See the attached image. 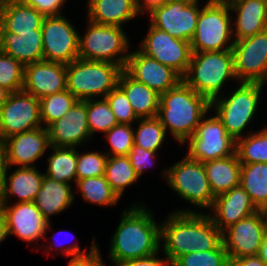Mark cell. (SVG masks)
Instances as JSON below:
<instances>
[{
    "instance_id": "6da1fadb",
    "label": "cell",
    "mask_w": 267,
    "mask_h": 266,
    "mask_svg": "<svg viewBox=\"0 0 267 266\" xmlns=\"http://www.w3.org/2000/svg\"><path fill=\"white\" fill-rule=\"evenodd\" d=\"M148 203L136 199L123 208L109 240L107 259L113 266L156 254L161 250V220Z\"/></svg>"
},
{
    "instance_id": "7a4b0ae2",
    "label": "cell",
    "mask_w": 267,
    "mask_h": 266,
    "mask_svg": "<svg viewBox=\"0 0 267 266\" xmlns=\"http://www.w3.org/2000/svg\"><path fill=\"white\" fill-rule=\"evenodd\" d=\"M160 219L161 251L172 262L190 252L214 250L223 242L208 213L169 211Z\"/></svg>"
},
{
    "instance_id": "3957f363",
    "label": "cell",
    "mask_w": 267,
    "mask_h": 266,
    "mask_svg": "<svg viewBox=\"0 0 267 266\" xmlns=\"http://www.w3.org/2000/svg\"><path fill=\"white\" fill-rule=\"evenodd\" d=\"M210 110L211 102L181 80L160 94L157 118L172 138L170 141L181 146L195 133Z\"/></svg>"
},
{
    "instance_id": "277c9868",
    "label": "cell",
    "mask_w": 267,
    "mask_h": 266,
    "mask_svg": "<svg viewBox=\"0 0 267 266\" xmlns=\"http://www.w3.org/2000/svg\"><path fill=\"white\" fill-rule=\"evenodd\" d=\"M267 86L261 83L238 82L220 97L211 101V111L224 125L226 132L236 141L256 131L253 122L259 113ZM251 127V128H250Z\"/></svg>"
},
{
    "instance_id": "5b68a950",
    "label": "cell",
    "mask_w": 267,
    "mask_h": 266,
    "mask_svg": "<svg viewBox=\"0 0 267 266\" xmlns=\"http://www.w3.org/2000/svg\"><path fill=\"white\" fill-rule=\"evenodd\" d=\"M171 166L160 170V179L179 197L186 206L170 211L207 213L213 203V195L202 162L189 158L185 153ZM189 204V205H188ZM192 206V207H191Z\"/></svg>"
},
{
    "instance_id": "8992f818",
    "label": "cell",
    "mask_w": 267,
    "mask_h": 266,
    "mask_svg": "<svg viewBox=\"0 0 267 266\" xmlns=\"http://www.w3.org/2000/svg\"><path fill=\"white\" fill-rule=\"evenodd\" d=\"M182 80L210 102L222 96L238 83L232 50L192 53Z\"/></svg>"
},
{
    "instance_id": "52a82bcc",
    "label": "cell",
    "mask_w": 267,
    "mask_h": 266,
    "mask_svg": "<svg viewBox=\"0 0 267 266\" xmlns=\"http://www.w3.org/2000/svg\"><path fill=\"white\" fill-rule=\"evenodd\" d=\"M84 21L86 27L83 31H79V58L88 61L114 63L124 69L130 50L134 47L133 43L131 45L132 41L126 32L127 29L96 24L86 18Z\"/></svg>"
},
{
    "instance_id": "ba28073f",
    "label": "cell",
    "mask_w": 267,
    "mask_h": 266,
    "mask_svg": "<svg viewBox=\"0 0 267 266\" xmlns=\"http://www.w3.org/2000/svg\"><path fill=\"white\" fill-rule=\"evenodd\" d=\"M122 71L114 63L77 58L66 64L67 90L81 101L105 98L118 85Z\"/></svg>"
},
{
    "instance_id": "9c48e42d",
    "label": "cell",
    "mask_w": 267,
    "mask_h": 266,
    "mask_svg": "<svg viewBox=\"0 0 267 266\" xmlns=\"http://www.w3.org/2000/svg\"><path fill=\"white\" fill-rule=\"evenodd\" d=\"M234 41L227 0L203 1L196 32L190 42L192 53L229 50Z\"/></svg>"
},
{
    "instance_id": "30bf717a",
    "label": "cell",
    "mask_w": 267,
    "mask_h": 266,
    "mask_svg": "<svg viewBox=\"0 0 267 266\" xmlns=\"http://www.w3.org/2000/svg\"><path fill=\"white\" fill-rule=\"evenodd\" d=\"M180 147L186 148V152H183L189 158L204 163L235 154L236 141L210 110L200 121L195 133Z\"/></svg>"
},
{
    "instance_id": "8fae6325",
    "label": "cell",
    "mask_w": 267,
    "mask_h": 266,
    "mask_svg": "<svg viewBox=\"0 0 267 266\" xmlns=\"http://www.w3.org/2000/svg\"><path fill=\"white\" fill-rule=\"evenodd\" d=\"M43 60L69 64L79 58V28L67 14L45 16L42 22Z\"/></svg>"
},
{
    "instance_id": "7c38bea8",
    "label": "cell",
    "mask_w": 267,
    "mask_h": 266,
    "mask_svg": "<svg viewBox=\"0 0 267 266\" xmlns=\"http://www.w3.org/2000/svg\"><path fill=\"white\" fill-rule=\"evenodd\" d=\"M201 8L202 1L168 0L144 17L152 26L166 31L170 36L191 42Z\"/></svg>"
},
{
    "instance_id": "4fadbf2b",
    "label": "cell",
    "mask_w": 267,
    "mask_h": 266,
    "mask_svg": "<svg viewBox=\"0 0 267 266\" xmlns=\"http://www.w3.org/2000/svg\"><path fill=\"white\" fill-rule=\"evenodd\" d=\"M147 23L148 29L136 47L142 53L172 68L183 77L191 60L190 42L172 37L166 31Z\"/></svg>"
},
{
    "instance_id": "5bb4252c",
    "label": "cell",
    "mask_w": 267,
    "mask_h": 266,
    "mask_svg": "<svg viewBox=\"0 0 267 266\" xmlns=\"http://www.w3.org/2000/svg\"><path fill=\"white\" fill-rule=\"evenodd\" d=\"M0 210L4 216L9 237L16 236L17 239L29 244L30 248L32 246L34 252L36 250L39 252V248L44 243L45 230L49 221L35 203H0Z\"/></svg>"
},
{
    "instance_id": "9a60e30c",
    "label": "cell",
    "mask_w": 267,
    "mask_h": 266,
    "mask_svg": "<svg viewBox=\"0 0 267 266\" xmlns=\"http://www.w3.org/2000/svg\"><path fill=\"white\" fill-rule=\"evenodd\" d=\"M231 50L238 82L267 85V29L235 40Z\"/></svg>"
},
{
    "instance_id": "2e32d148",
    "label": "cell",
    "mask_w": 267,
    "mask_h": 266,
    "mask_svg": "<svg viewBox=\"0 0 267 266\" xmlns=\"http://www.w3.org/2000/svg\"><path fill=\"white\" fill-rule=\"evenodd\" d=\"M40 127V99L23 90L10 93L0 108V136L5 140Z\"/></svg>"
},
{
    "instance_id": "e0dca14e",
    "label": "cell",
    "mask_w": 267,
    "mask_h": 266,
    "mask_svg": "<svg viewBox=\"0 0 267 266\" xmlns=\"http://www.w3.org/2000/svg\"><path fill=\"white\" fill-rule=\"evenodd\" d=\"M267 221L264 210L241 219L222 232V241L229 258L258 255L265 234Z\"/></svg>"
},
{
    "instance_id": "ac0fdd59",
    "label": "cell",
    "mask_w": 267,
    "mask_h": 266,
    "mask_svg": "<svg viewBox=\"0 0 267 266\" xmlns=\"http://www.w3.org/2000/svg\"><path fill=\"white\" fill-rule=\"evenodd\" d=\"M133 49L131 48L123 70L137 82L148 86L160 95L182 80V77L172 68L147 56L137 47Z\"/></svg>"
},
{
    "instance_id": "d6986e66",
    "label": "cell",
    "mask_w": 267,
    "mask_h": 266,
    "mask_svg": "<svg viewBox=\"0 0 267 266\" xmlns=\"http://www.w3.org/2000/svg\"><path fill=\"white\" fill-rule=\"evenodd\" d=\"M50 146L48 131L44 127L6 138V166L40 167L39 163L48 153Z\"/></svg>"
},
{
    "instance_id": "ffe728a7",
    "label": "cell",
    "mask_w": 267,
    "mask_h": 266,
    "mask_svg": "<svg viewBox=\"0 0 267 266\" xmlns=\"http://www.w3.org/2000/svg\"><path fill=\"white\" fill-rule=\"evenodd\" d=\"M50 145L54 147H84L91 142L86 100H78L60 119L47 127Z\"/></svg>"
},
{
    "instance_id": "44dd1931",
    "label": "cell",
    "mask_w": 267,
    "mask_h": 266,
    "mask_svg": "<svg viewBox=\"0 0 267 266\" xmlns=\"http://www.w3.org/2000/svg\"><path fill=\"white\" fill-rule=\"evenodd\" d=\"M66 89V64L41 60L25 66L22 87L24 92L41 99Z\"/></svg>"
},
{
    "instance_id": "7402d4cb",
    "label": "cell",
    "mask_w": 267,
    "mask_h": 266,
    "mask_svg": "<svg viewBox=\"0 0 267 266\" xmlns=\"http://www.w3.org/2000/svg\"><path fill=\"white\" fill-rule=\"evenodd\" d=\"M42 171L39 167L6 166L0 187V203L34 202L41 189Z\"/></svg>"
},
{
    "instance_id": "603a6c76",
    "label": "cell",
    "mask_w": 267,
    "mask_h": 266,
    "mask_svg": "<svg viewBox=\"0 0 267 266\" xmlns=\"http://www.w3.org/2000/svg\"><path fill=\"white\" fill-rule=\"evenodd\" d=\"M259 211L248 193L240 186L215 197L207 212L215 226L223 232L229 226Z\"/></svg>"
},
{
    "instance_id": "cb8c5ba5",
    "label": "cell",
    "mask_w": 267,
    "mask_h": 266,
    "mask_svg": "<svg viewBox=\"0 0 267 266\" xmlns=\"http://www.w3.org/2000/svg\"><path fill=\"white\" fill-rule=\"evenodd\" d=\"M232 15L233 37L240 40L267 29V0H227Z\"/></svg>"
},
{
    "instance_id": "d4e9b609",
    "label": "cell",
    "mask_w": 267,
    "mask_h": 266,
    "mask_svg": "<svg viewBox=\"0 0 267 266\" xmlns=\"http://www.w3.org/2000/svg\"><path fill=\"white\" fill-rule=\"evenodd\" d=\"M84 6V18L100 25L128 27L142 17L135 0H86Z\"/></svg>"
},
{
    "instance_id": "484cf974",
    "label": "cell",
    "mask_w": 267,
    "mask_h": 266,
    "mask_svg": "<svg viewBox=\"0 0 267 266\" xmlns=\"http://www.w3.org/2000/svg\"><path fill=\"white\" fill-rule=\"evenodd\" d=\"M34 203L49 222H54L53 216L57 217L76 205L74 185L44 175Z\"/></svg>"
},
{
    "instance_id": "4316f807",
    "label": "cell",
    "mask_w": 267,
    "mask_h": 266,
    "mask_svg": "<svg viewBox=\"0 0 267 266\" xmlns=\"http://www.w3.org/2000/svg\"><path fill=\"white\" fill-rule=\"evenodd\" d=\"M0 51L24 66L43 60L42 30L17 35L0 24Z\"/></svg>"
},
{
    "instance_id": "83f0119b",
    "label": "cell",
    "mask_w": 267,
    "mask_h": 266,
    "mask_svg": "<svg viewBox=\"0 0 267 266\" xmlns=\"http://www.w3.org/2000/svg\"><path fill=\"white\" fill-rule=\"evenodd\" d=\"M45 16L20 0H6L0 7V24L17 35L41 29Z\"/></svg>"
},
{
    "instance_id": "f1b7e54d",
    "label": "cell",
    "mask_w": 267,
    "mask_h": 266,
    "mask_svg": "<svg viewBox=\"0 0 267 266\" xmlns=\"http://www.w3.org/2000/svg\"><path fill=\"white\" fill-rule=\"evenodd\" d=\"M52 224L53 222H49L45 230L44 242L46 241V244L42 243L41 247L39 248L41 252L43 251L44 256L50 255V257L54 259V256H56L57 258V255L60 254L61 255L60 257L65 256L67 257V259H75V258H83L89 255H92L98 250L99 241L96 238L97 236L95 235L92 236L91 238L92 240L90 242L91 243L90 246H87L84 249H82L81 245L79 244L80 241H77L79 240L77 236L76 235L73 236L71 231L67 229L58 230L57 233H54L51 237H49L48 236L49 232L53 231L51 229H53L52 227H54L52 226ZM69 233L73 236V238L74 237L76 238L73 239L72 237H70ZM61 235L62 236L64 235V238ZM61 237L62 239H60Z\"/></svg>"
},
{
    "instance_id": "f546056e",
    "label": "cell",
    "mask_w": 267,
    "mask_h": 266,
    "mask_svg": "<svg viewBox=\"0 0 267 266\" xmlns=\"http://www.w3.org/2000/svg\"><path fill=\"white\" fill-rule=\"evenodd\" d=\"M118 86L126 94L138 118L157 117L160 95L155 90L137 82L124 70L120 73Z\"/></svg>"
},
{
    "instance_id": "4dcf8cb0",
    "label": "cell",
    "mask_w": 267,
    "mask_h": 266,
    "mask_svg": "<svg viewBox=\"0 0 267 266\" xmlns=\"http://www.w3.org/2000/svg\"><path fill=\"white\" fill-rule=\"evenodd\" d=\"M209 186L216 197L240 185L241 163L237 154L203 163Z\"/></svg>"
},
{
    "instance_id": "1f68e13d",
    "label": "cell",
    "mask_w": 267,
    "mask_h": 266,
    "mask_svg": "<svg viewBox=\"0 0 267 266\" xmlns=\"http://www.w3.org/2000/svg\"><path fill=\"white\" fill-rule=\"evenodd\" d=\"M77 147L50 146L45 156L46 169L43 173L58 182L76 184Z\"/></svg>"
},
{
    "instance_id": "d6a6232c",
    "label": "cell",
    "mask_w": 267,
    "mask_h": 266,
    "mask_svg": "<svg viewBox=\"0 0 267 266\" xmlns=\"http://www.w3.org/2000/svg\"><path fill=\"white\" fill-rule=\"evenodd\" d=\"M74 190L75 200L76 197H80V199L83 202L85 201V204L89 206L96 205L100 208L106 207L107 209V207L113 208L118 206L121 201L112 190L104 175L76 180Z\"/></svg>"
},
{
    "instance_id": "836d02e7",
    "label": "cell",
    "mask_w": 267,
    "mask_h": 266,
    "mask_svg": "<svg viewBox=\"0 0 267 266\" xmlns=\"http://www.w3.org/2000/svg\"><path fill=\"white\" fill-rule=\"evenodd\" d=\"M240 186L258 210L267 207V163L241 164Z\"/></svg>"
},
{
    "instance_id": "e575fe53",
    "label": "cell",
    "mask_w": 267,
    "mask_h": 266,
    "mask_svg": "<svg viewBox=\"0 0 267 266\" xmlns=\"http://www.w3.org/2000/svg\"><path fill=\"white\" fill-rule=\"evenodd\" d=\"M106 180L112 190L122 200L127 188L130 189L137 184L139 186V177L135 174L128 156H108L105 166Z\"/></svg>"
},
{
    "instance_id": "d590c367",
    "label": "cell",
    "mask_w": 267,
    "mask_h": 266,
    "mask_svg": "<svg viewBox=\"0 0 267 266\" xmlns=\"http://www.w3.org/2000/svg\"><path fill=\"white\" fill-rule=\"evenodd\" d=\"M134 131V145L142 147L146 150L160 153L162 147L169 138L165 127L161 124L157 117L153 118H139L138 121L133 125Z\"/></svg>"
},
{
    "instance_id": "8d00e7d4",
    "label": "cell",
    "mask_w": 267,
    "mask_h": 266,
    "mask_svg": "<svg viewBox=\"0 0 267 266\" xmlns=\"http://www.w3.org/2000/svg\"><path fill=\"white\" fill-rule=\"evenodd\" d=\"M261 126L236 140L235 153L241 164L267 163V122Z\"/></svg>"
},
{
    "instance_id": "74e56055",
    "label": "cell",
    "mask_w": 267,
    "mask_h": 266,
    "mask_svg": "<svg viewBox=\"0 0 267 266\" xmlns=\"http://www.w3.org/2000/svg\"><path fill=\"white\" fill-rule=\"evenodd\" d=\"M87 121L92 139L104 135L113 126L118 125L116 117L105 98L86 100Z\"/></svg>"
},
{
    "instance_id": "f35d334b",
    "label": "cell",
    "mask_w": 267,
    "mask_h": 266,
    "mask_svg": "<svg viewBox=\"0 0 267 266\" xmlns=\"http://www.w3.org/2000/svg\"><path fill=\"white\" fill-rule=\"evenodd\" d=\"M78 101L67 89L44 96L40 99L42 126L47 128L54 121L62 118Z\"/></svg>"
},
{
    "instance_id": "ab89813d",
    "label": "cell",
    "mask_w": 267,
    "mask_h": 266,
    "mask_svg": "<svg viewBox=\"0 0 267 266\" xmlns=\"http://www.w3.org/2000/svg\"><path fill=\"white\" fill-rule=\"evenodd\" d=\"M102 139L107 146H105L106 149L101 150H104L108 156H128L134 145L133 125L118 124L113 126L103 135Z\"/></svg>"
},
{
    "instance_id": "60d3db41",
    "label": "cell",
    "mask_w": 267,
    "mask_h": 266,
    "mask_svg": "<svg viewBox=\"0 0 267 266\" xmlns=\"http://www.w3.org/2000/svg\"><path fill=\"white\" fill-rule=\"evenodd\" d=\"M80 148H78L76 180L103 176L108 155L103 150H94L96 148L92 150L87 149V146Z\"/></svg>"
},
{
    "instance_id": "b9f144b4",
    "label": "cell",
    "mask_w": 267,
    "mask_h": 266,
    "mask_svg": "<svg viewBox=\"0 0 267 266\" xmlns=\"http://www.w3.org/2000/svg\"><path fill=\"white\" fill-rule=\"evenodd\" d=\"M228 259L222 242L214 250L181 255L172 262V266H227Z\"/></svg>"
},
{
    "instance_id": "7bdbcfd3",
    "label": "cell",
    "mask_w": 267,
    "mask_h": 266,
    "mask_svg": "<svg viewBox=\"0 0 267 266\" xmlns=\"http://www.w3.org/2000/svg\"><path fill=\"white\" fill-rule=\"evenodd\" d=\"M25 66L0 51V86L11 93L22 91Z\"/></svg>"
},
{
    "instance_id": "ee69618b",
    "label": "cell",
    "mask_w": 267,
    "mask_h": 266,
    "mask_svg": "<svg viewBox=\"0 0 267 266\" xmlns=\"http://www.w3.org/2000/svg\"><path fill=\"white\" fill-rule=\"evenodd\" d=\"M105 99L114 113L118 124L134 125L138 121L139 118L134 113L126 94L118 85L108 93Z\"/></svg>"
},
{
    "instance_id": "f6af8a7d",
    "label": "cell",
    "mask_w": 267,
    "mask_h": 266,
    "mask_svg": "<svg viewBox=\"0 0 267 266\" xmlns=\"http://www.w3.org/2000/svg\"><path fill=\"white\" fill-rule=\"evenodd\" d=\"M159 154L161 155V153L133 145L128 157L132 167L134 168L135 174L139 177V179L143 178V176L147 174L151 168L159 169V165H157L158 162H160L158 158H161Z\"/></svg>"
},
{
    "instance_id": "bcb514c9",
    "label": "cell",
    "mask_w": 267,
    "mask_h": 266,
    "mask_svg": "<svg viewBox=\"0 0 267 266\" xmlns=\"http://www.w3.org/2000/svg\"><path fill=\"white\" fill-rule=\"evenodd\" d=\"M20 1L27 6L35 8L38 12L42 13L44 16H59L66 14L64 12L66 11L65 6L69 4L68 3L69 0H20Z\"/></svg>"
},
{
    "instance_id": "7dc6e473",
    "label": "cell",
    "mask_w": 267,
    "mask_h": 266,
    "mask_svg": "<svg viewBox=\"0 0 267 266\" xmlns=\"http://www.w3.org/2000/svg\"><path fill=\"white\" fill-rule=\"evenodd\" d=\"M118 266H172V261L160 250L156 254L129 260Z\"/></svg>"
},
{
    "instance_id": "c3c4849f",
    "label": "cell",
    "mask_w": 267,
    "mask_h": 266,
    "mask_svg": "<svg viewBox=\"0 0 267 266\" xmlns=\"http://www.w3.org/2000/svg\"><path fill=\"white\" fill-rule=\"evenodd\" d=\"M227 266H266L265 262L258 256H244L238 259L229 258Z\"/></svg>"
},
{
    "instance_id": "681fc988",
    "label": "cell",
    "mask_w": 267,
    "mask_h": 266,
    "mask_svg": "<svg viewBox=\"0 0 267 266\" xmlns=\"http://www.w3.org/2000/svg\"><path fill=\"white\" fill-rule=\"evenodd\" d=\"M138 12L144 18L154 8L164 5L168 0H135Z\"/></svg>"
},
{
    "instance_id": "f907efd6",
    "label": "cell",
    "mask_w": 267,
    "mask_h": 266,
    "mask_svg": "<svg viewBox=\"0 0 267 266\" xmlns=\"http://www.w3.org/2000/svg\"><path fill=\"white\" fill-rule=\"evenodd\" d=\"M103 257L100 245L98 244V250L94 254L89 255V266H107ZM110 266H112V264H110Z\"/></svg>"
},
{
    "instance_id": "816d5d0a",
    "label": "cell",
    "mask_w": 267,
    "mask_h": 266,
    "mask_svg": "<svg viewBox=\"0 0 267 266\" xmlns=\"http://www.w3.org/2000/svg\"><path fill=\"white\" fill-rule=\"evenodd\" d=\"M5 169H6V157H5L4 139L0 136V187L3 181Z\"/></svg>"
},
{
    "instance_id": "f5cc1de1",
    "label": "cell",
    "mask_w": 267,
    "mask_h": 266,
    "mask_svg": "<svg viewBox=\"0 0 267 266\" xmlns=\"http://www.w3.org/2000/svg\"><path fill=\"white\" fill-rule=\"evenodd\" d=\"M8 237V229L5 223L4 216L0 210V245L2 244V242L8 240Z\"/></svg>"
},
{
    "instance_id": "db71d44e",
    "label": "cell",
    "mask_w": 267,
    "mask_h": 266,
    "mask_svg": "<svg viewBox=\"0 0 267 266\" xmlns=\"http://www.w3.org/2000/svg\"><path fill=\"white\" fill-rule=\"evenodd\" d=\"M66 266H89V256L69 259Z\"/></svg>"
},
{
    "instance_id": "11a10c76",
    "label": "cell",
    "mask_w": 267,
    "mask_h": 266,
    "mask_svg": "<svg viewBox=\"0 0 267 266\" xmlns=\"http://www.w3.org/2000/svg\"><path fill=\"white\" fill-rule=\"evenodd\" d=\"M258 256L265 262L267 266V233L264 236L262 245L259 249Z\"/></svg>"
},
{
    "instance_id": "9f6ffc18",
    "label": "cell",
    "mask_w": 267,
    "mask_h": 266,
    "mask_svg": "<svg viewBox=\"0 0 267 266\" xmlns=\"http://www.w3.org/2000/svg\"><path fill=\"white\" fill-rule=\"evenodd\" d=\"M10 91L6 88L0 86V108L7 101L8 96L10 95Z\"/></svg>"
},
{
    "instance_id": "6f0895ef",
    "label": "cell",
    "mask_w": 267,
    "mask_h": 266,
    "mask_svg": "<svg viewBox=\"0 0 267 266\" xmlns=\"http://www.w3.org/2000/svg\"><path fill=\"white\" fill-rule=\"evenodd\" d=\"M264 213H265L266 221H267V207L264 209Z\"/></svg>"
},
{
    "instance_id": "680465c9",
    "label": "cell",
    "mask_w": 267,
    "mask_h": 266,
    "mask_svg": "<svg viewBox=\"0 0 267 266\" xmlns=\"http://www.w3.org/2000/svg\"><path fill=\"white\" fill-rule=\"evenodd\" d=\"M6 0H0V7L4 4Z\"/></svg>"
},
{
    "instance_id": "91938a15",
    "label": "cell",
    "mask_w": 267,
    "mask_h": 266,
    "mask_svg": "<svg viewBox=\"0 0 267 266\" xmlns=\"http://www.w3.org/2000/svg\"><path fill=\"white\" fill-rule=\"evenodd\" d=\"M191 1H205V2H208V1H211V0H191Z\"/></svg>"
}]
</instances>
